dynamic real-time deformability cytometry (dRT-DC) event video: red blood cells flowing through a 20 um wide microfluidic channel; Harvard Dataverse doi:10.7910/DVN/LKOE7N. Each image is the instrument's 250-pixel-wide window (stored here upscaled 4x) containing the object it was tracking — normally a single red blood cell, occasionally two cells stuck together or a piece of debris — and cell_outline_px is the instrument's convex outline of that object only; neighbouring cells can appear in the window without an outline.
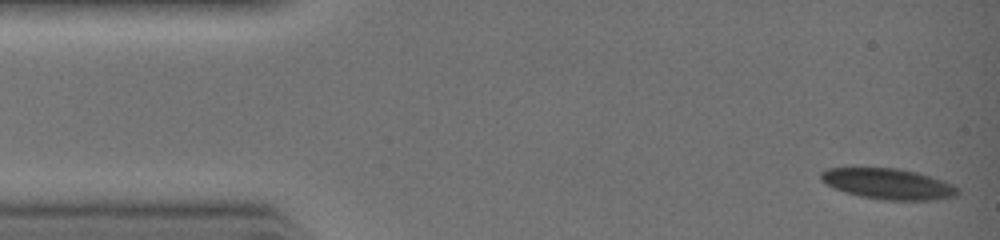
{"species": "common noctule bat (a hibernating species)", "species_latin": "Nyctalus noctula", "temperature_condition": "warm", "stored_images_in_passage": 31, "camera_frame_rate_fps": 3000, "um_per_image_px": 0.085, "animal": {"sex": "female", "body_mass_g": 19.0, "forearm_length_mm": 51.5}, "frame": {"image": 1, "passage_image": 1, "time_ms": 0.0, "image_size_px": [1000, 240], "cell_outline_px": [[960, 192], [956, 196], [932, 200], [884, 200], [860, 196], [844, 192], [820, 180], [820, 172], [828, 168], [896, 168], [916, 172], [952, 184]], "centroid_in_image_um": [75.47, 15.63], "position_along_channel_um": 9.5, "area_um2": 24.22}}
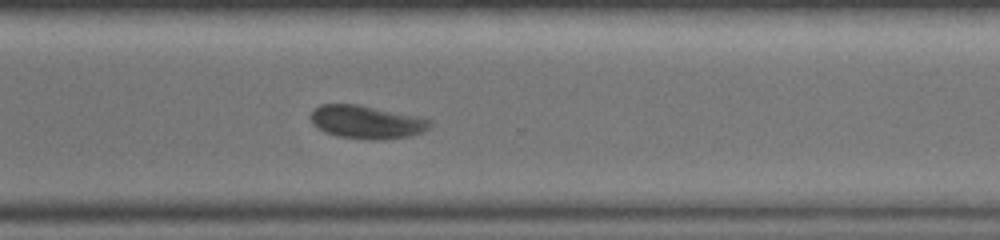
{"frame": {"image": 2, "passage_image": 23, "time_ms": 7.333, "image_size_px": [1000, 240], "cell_outline_px": [[432, 124], [424, 132], [412, 136], [380, 140], [368, 140], [336, 136], [324, 132], [312, 124], [312, 112], [320, 104], [360, 104], [432, 120]], "centroid_in_image_um": [31.17, 10.39], "position_along_channel_um": 339.4, "area_um2": 23.12}}
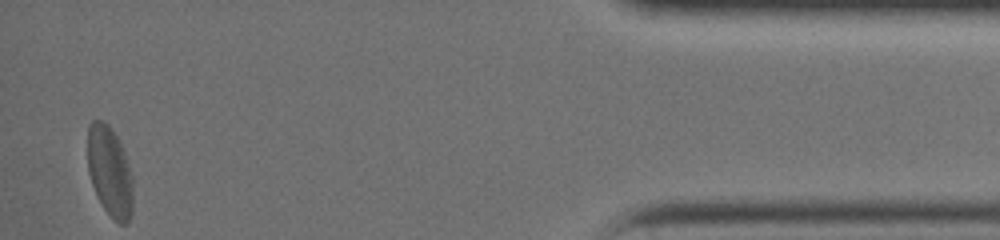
{"frame": {"image": 3, "passage_image": 31, "time_ms": 10.0, "image_size_px": [1000, 240], "cell_outline_px": [[132, 212], [128, 224], [120, 224], [112, 220], [96, 196], [88, 172], [88, 124], [92, 120], [104, 120], [108, 124], [116, 136], [124, 152], [132, 176]], "centroid_in_image_um": [9.32, 14.61], "position_along_channel_um": 425.9, "area_um2": 23.99}}